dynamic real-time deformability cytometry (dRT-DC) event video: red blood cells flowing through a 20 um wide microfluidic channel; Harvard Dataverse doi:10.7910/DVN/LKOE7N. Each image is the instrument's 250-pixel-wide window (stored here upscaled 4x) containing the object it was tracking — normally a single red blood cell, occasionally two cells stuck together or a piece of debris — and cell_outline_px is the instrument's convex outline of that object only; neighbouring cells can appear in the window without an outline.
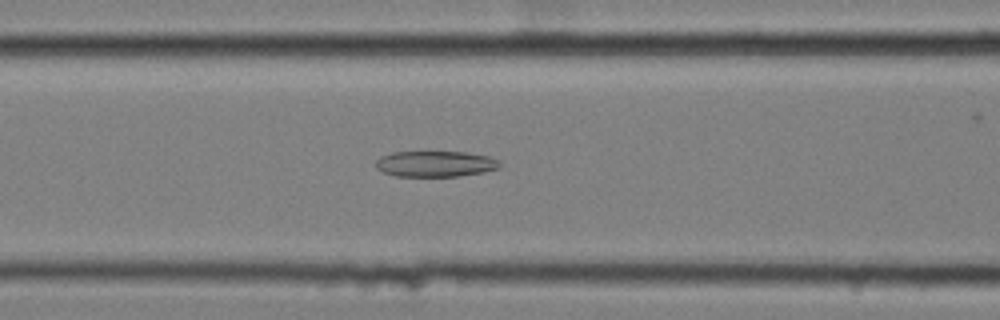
{"species": "common noctule bat (a hibernating species)", "species_latin": "Nyctalus noctula", "temperature_condition": "cold", "stored_images_in_passage": 57, "camera_frame_rate_fps": 3000, "um_per_image_px": 0.085, "animal": {"sex": "female", "body_mass_g": 25.1}, "frame": {"image": 1, "passage_image": 23, "time_ms": 7.333, "image_size_px": [1000, 320], "cell_outline_px": [[500, 168], [484, 172], [460, 176], [396, 176], [384, 172], [376, 168], [376, 160], [380, 156], [392, 152], [468, 152], [488, 156], [500, 160]], "centroid_in_image_um": [37.03, 13.92], "position_along_channel_um": 129.6, "area_um2": 18.79}}
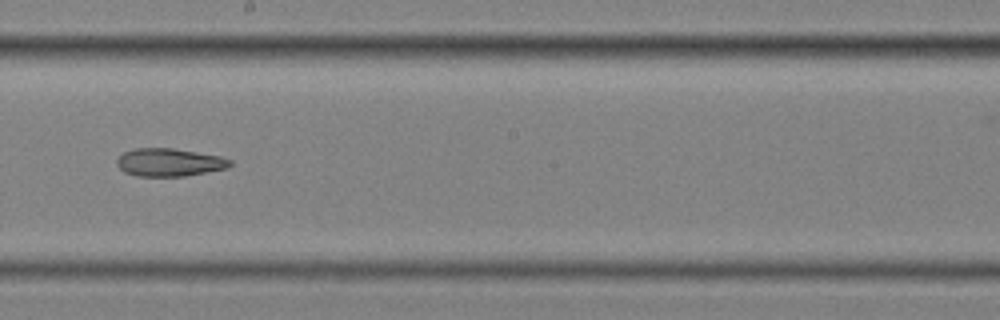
{"frame": {"image": 2, "passage_image": 32, "time_ms": 10.333, "image_size_px": [1000, 320], "cell_outline_px": [[232, 164], [228, 168], [184, 176], [136, 176], [124, 172], [116, 164], [116, 160], [124, 152], [132, 148], [172, 148], [220, 156], [232, 160]], "centroid_in_image_um": [14.38, 13.8], "position_along_channel_um": 233.8, "area_um2": 18.44}}
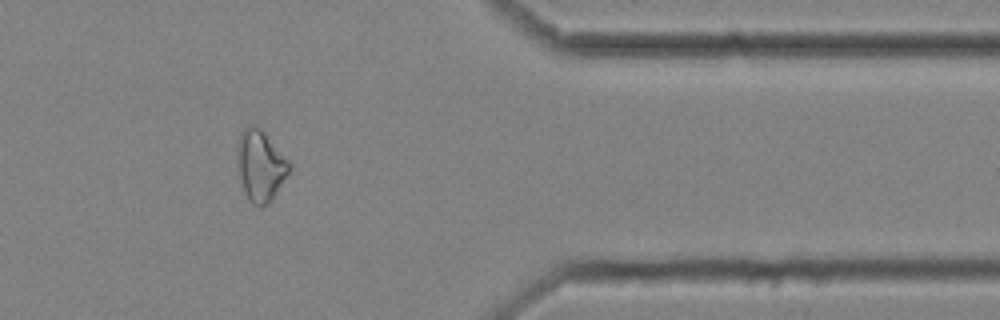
{"frame": {"image": 3, "passage_image": 47, "time_ms": 15.333, "image_size_px": [1000, 320], "cell_outline_px": [[292, 168], [272, 200], [268, 204], [260, 208], [252, 204], [248, 200], [244, 192], [240, 176], [236, 152], [236, 148], [240, 132], [244, 128], [252, 124], [256, 124], [264, 132], [292, 164]], "centroid_in_image_um": [22.14, 14.09], "position_along_channel_um": 389.3, "area_um2": 21.79}, "authors_computed_cell_mechanics": {"area_um2": 22.3108, "velocity_mm_per_s": 3.4808, "shape_relaxation_time_tau1_ms": null, "shape_relaxation_time_tau2_ms": 7.1749, "deformation_change_tau1": null, "deformation_change_tau2": 0.1679}}